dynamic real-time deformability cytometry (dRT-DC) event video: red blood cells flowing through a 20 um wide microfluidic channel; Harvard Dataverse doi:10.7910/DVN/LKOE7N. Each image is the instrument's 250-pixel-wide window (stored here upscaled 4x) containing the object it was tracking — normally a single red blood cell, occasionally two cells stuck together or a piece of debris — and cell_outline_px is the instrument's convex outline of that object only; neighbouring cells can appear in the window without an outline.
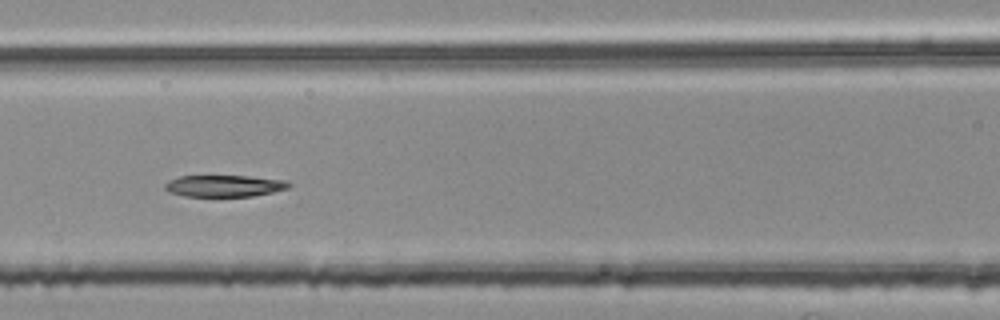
{"species": "common noctule bat (a hibernating species)", "species_latin": "Nyctalus noctula", "temperature_condition": "room temperature", "stored_images_in_passage": 49, "segment_of_instrument_passage": [2, 2], "camera_frame_rate_fps": 3000, "um_per_image_px": 0.085, "animal": {"sex": "female", "body_mass_g": 25.1}, "frame": {"image": 1, "passage_image": 21, "time_ms": 6.667, "image_size_px": [1000, 320], "cell_outline_px": [[292, 184], [288, 188], [272, 192], [252, 196], [184, 196], [168, 192], [164, 188], [164, 184], [168, 180], [180, 176], [248, 176], [284, 180]], "centroid_in_image_um": [19.02, 15.8], "position_along_channel_um": 147.6, "area_um2": 15.61}}
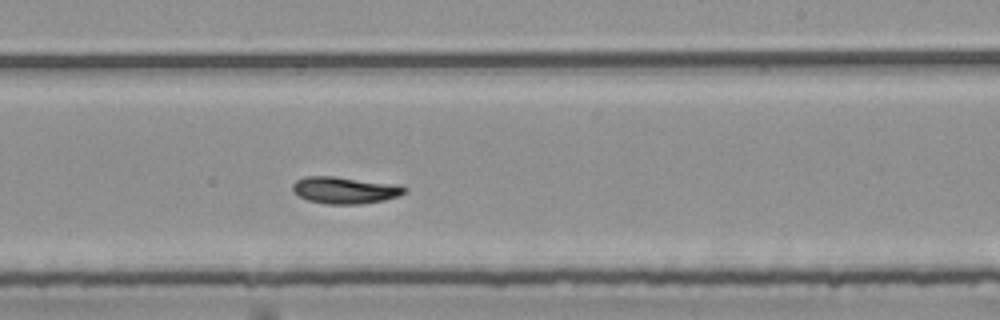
{"frame": {"image": 2, "passage_image": 30, "time_ms": 9.667, "image_size_px": [1000, 320], "cell_outline_px": [[408, 192], [400, 196], [384, 200], [360, 204], [328, 204], [308, 200], [292, 192], [292, 184], [296, 180], [304, 176], [332, 176], [400, 184], [408, 188]], "centroid_in_image_um": [29.36, 16.16], "position_along_channel_um": 259.6, "area_um2": 17.8}}
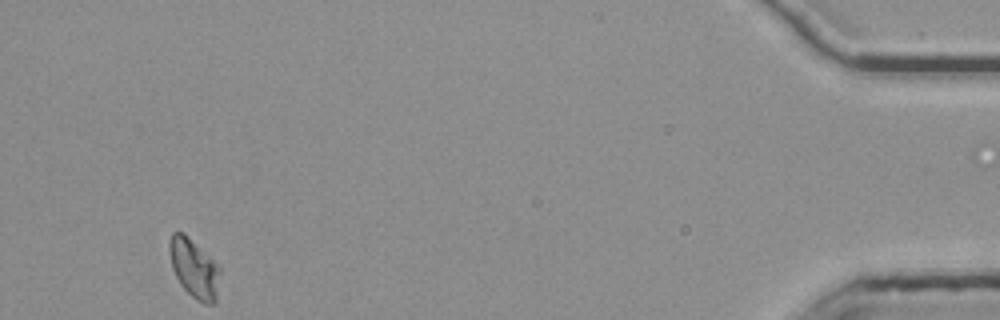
{"frame": {"image": 3, "passage_image": 49, "time_ms": 16.0, "image_size_px": [1000, 320], "cell_outline_px": [[220, 272], [216, 300], [212, 304], [204, 304], [196, 300], [180, 284], [172, 268], [168, 248], [168, 244], [172, 232], [184, 232], [220, 268]], "centroid_in_image_um": [16.47, 22.81], "position_along_channel_um": 418.7, "area_um2": 17.17}}